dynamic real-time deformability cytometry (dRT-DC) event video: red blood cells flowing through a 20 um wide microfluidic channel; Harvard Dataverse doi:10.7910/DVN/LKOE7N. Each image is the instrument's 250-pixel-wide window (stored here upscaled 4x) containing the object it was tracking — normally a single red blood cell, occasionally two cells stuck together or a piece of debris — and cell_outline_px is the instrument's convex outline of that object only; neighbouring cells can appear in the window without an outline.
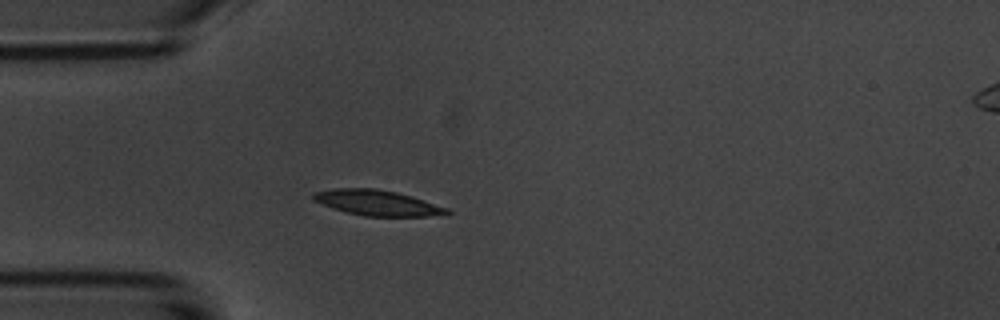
{"species": "common noctule bat (a hibernating species)", "species_latin": "Nyctalus noctula", "temperature_condition": "room temperature", "stored_images_in_passage": 2, "camera_frame_rate_fps": 3000, "um_per_image_px": 0.085, "animal": {"sex": "male", "body_mass_g": 20.1, "forearm_length_mm": 53.5}, "frame": {"image": 1, "passage_image": 2, "time_ms": 1.0, "image_size_px": [1000, 320], "cell_outline_px": [[452, 212], [428, 216], [364, 216], [332, 208], [312, 200], [312, 192], [332, 188], [376, 188], [396, 192], [412, 196], [448, 208]], "centroid_in_image_um": [32.01, 17.22], "position_along_channel_um": 53.0, "area_um2": 19.77}}